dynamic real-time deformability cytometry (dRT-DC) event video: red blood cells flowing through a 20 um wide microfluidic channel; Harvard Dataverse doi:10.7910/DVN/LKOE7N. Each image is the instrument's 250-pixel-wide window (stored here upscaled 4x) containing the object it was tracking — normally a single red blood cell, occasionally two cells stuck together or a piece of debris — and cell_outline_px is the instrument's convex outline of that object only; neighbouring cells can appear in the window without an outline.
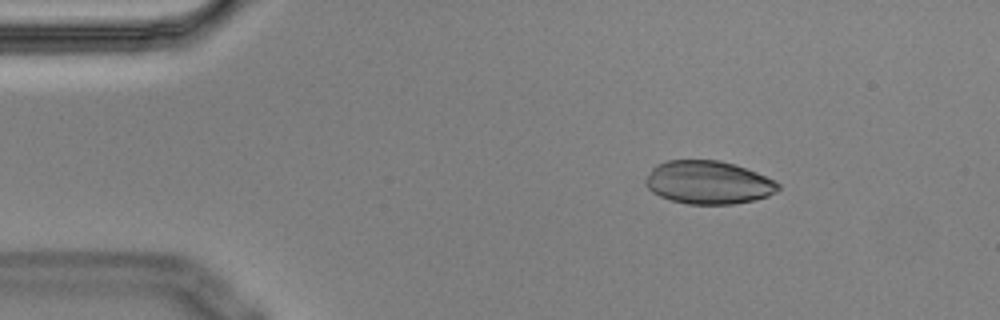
{"species": "Egyptian fruit bat (a non-hibernating species)", "species_latin": "Rousettus aegyptiacus", "temperature_condition": "cold", "stored_images_in_passage": 4, "camera_frame_rate_fps": 3000, "um_per_image_px": 0.085, "animal": {"sex": "male"}, "frame": {"image": 1, "passage_image": 2, "time_ms": 0.333, "image_size_px": [1000, 320], "cell_outline_px": [[780, 188], [776, 192], [768, 196], [752, 200], [732, 204], [688, 204], [672, 200], [660, 196], [652, 192], [644, 184], [644, 180], [652, 168], [656, 164], [668, 160], [720, 160], [736, 164], [776, 180], [780, 184]], "centroid_in_image_um": [60.21, 15.5], "position_along_channel_um": 24.8, "area_um2": 33.52}}